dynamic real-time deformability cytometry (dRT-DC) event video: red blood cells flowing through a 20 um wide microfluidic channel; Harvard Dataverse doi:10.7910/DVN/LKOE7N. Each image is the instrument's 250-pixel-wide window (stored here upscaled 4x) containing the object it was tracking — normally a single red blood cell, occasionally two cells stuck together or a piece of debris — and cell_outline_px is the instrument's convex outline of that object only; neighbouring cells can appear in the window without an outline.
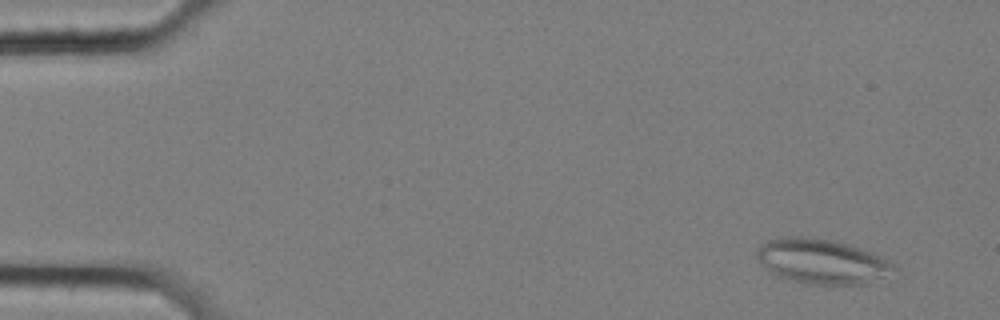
{"species": "common noctule bat (a hibernating species)", "species_latin": "Nyctalus noctula", "temperature_condition": "cold", "stored_images_in_passage": 58, "segment_of_instrument_passage": [1, 2], "camera_frame_rate_fps": 3000, "um_per_image_px": 0.085, "animal": {"sex": "female", "body_mass_g": 25.1}, "frame": {"image": 1, "passage_image": 4, "time_ms": 1.0, "image_size_px": [1000, 320], "cell_outline_px": [[900, 272], [868, 284], [804, 284], [788, 280], [776, 276], [768, 272], [760, 264], [756, 256], [756, 248], [768, 240], [776, 236], [812, 236], [832, 240], [848, 244], [872, 252], [892, 260], [900, 268]], "centroid_in_image_um": [69.91, 22.22], "position_along_channel_um": 15.1, "area_um2": 37.22}}